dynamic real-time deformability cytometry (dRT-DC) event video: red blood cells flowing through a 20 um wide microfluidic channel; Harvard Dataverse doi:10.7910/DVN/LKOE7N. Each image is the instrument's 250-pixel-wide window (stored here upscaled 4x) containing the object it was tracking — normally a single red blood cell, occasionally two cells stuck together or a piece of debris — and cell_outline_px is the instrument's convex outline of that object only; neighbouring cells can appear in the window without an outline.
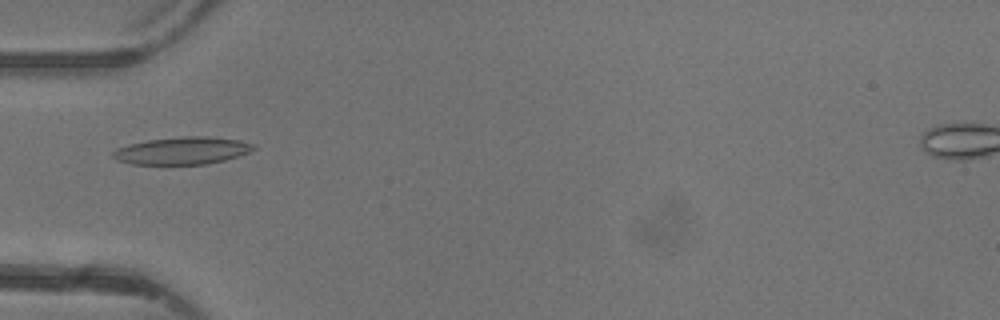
{"species": "common noctule bat (a hibernating species)", "species_latin": "Nyctalus noctula", "temperature_condition": "warm", "stored_images_in_passage": 6, "camera_frame_rate_fps": 3000, "um_per_image_px": 0.085, "animal": {"sex": "female"}, "frame": {"image": 1, "passage_image": 5, "time_ms": 5.0, "image_size_px": [1000, 320], "cell_outline_px": [[256, 148], [248, 152], [224, 160], [208, 164], [132, 164], [116, 160], [112, 156], [112, 152], [116, 148], [128, 144], [148, 140], [184, 136], [208, 136], [240, 140], [256, 144]], "centroid_in_image_um": [15.48, 12.8], "position_along_channel_um": 69.5, "area_um2": 22.48}}
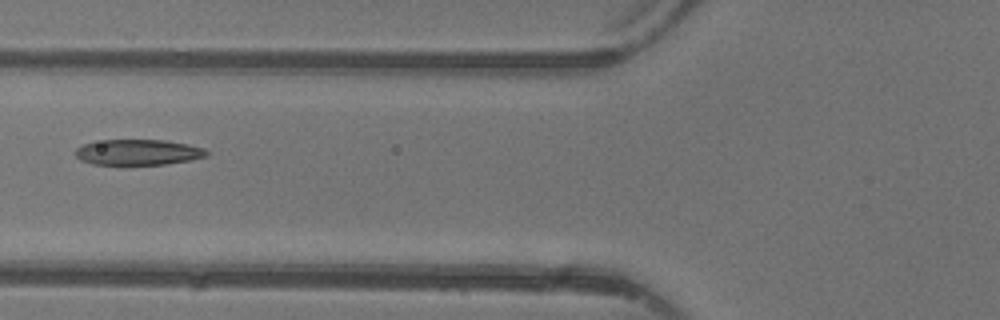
{"frame": {"image": 2, "passage_image": 6, "time_ms": 6.0, "image_size_px": [1000, 320], "cell_outline_px": [[208, 156], [192, 160], [164, 164], [92, 164], [80, 160], [76, 156], [76, 148], [84, 144], [104, 140], [164, 140], [188, 144], [204, 148], [208, 152]], "centroid_in_image_um": [11.77, 12.94], "position_along_channel_um": 114.0, "area_um2": 19.48}}